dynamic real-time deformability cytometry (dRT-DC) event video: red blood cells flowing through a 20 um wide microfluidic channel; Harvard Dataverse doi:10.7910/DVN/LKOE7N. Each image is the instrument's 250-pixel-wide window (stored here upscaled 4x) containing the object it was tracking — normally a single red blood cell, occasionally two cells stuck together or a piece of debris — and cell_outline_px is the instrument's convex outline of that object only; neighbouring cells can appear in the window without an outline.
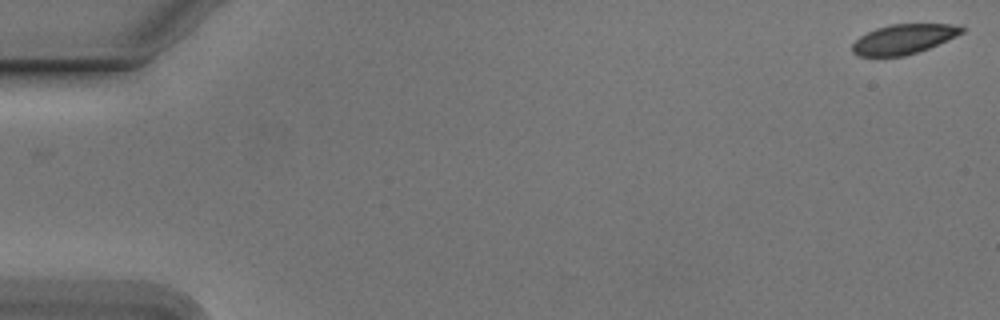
{"species": "Egyptian fruit bat (a non-hibernating species)", "species_latin": "Rousettus aegyptiacus", "temperature_condition": "cold", "stored_images_in_passage": 55, "camera_frame_rate_fps": 3000, "um_per_image_px": 0.085, "animal": {"sex": "male"}, "frame": {"image": 1, "passage_image": 1, "time_ms": 0.0, "image_size_px": [1000, 320], "cell_outline_px": [[964, 32], [948, 40], [928, 48], [904, 56], [856, 56], [852, 52], [852, 44], [860, 36], [876, 28], [892, 24], [952, 24], [964, 28]], "centroid_in_image_um": [76.79, 3.32], "position_along_channel_um": 8.2, "area_um2": 18.84}}
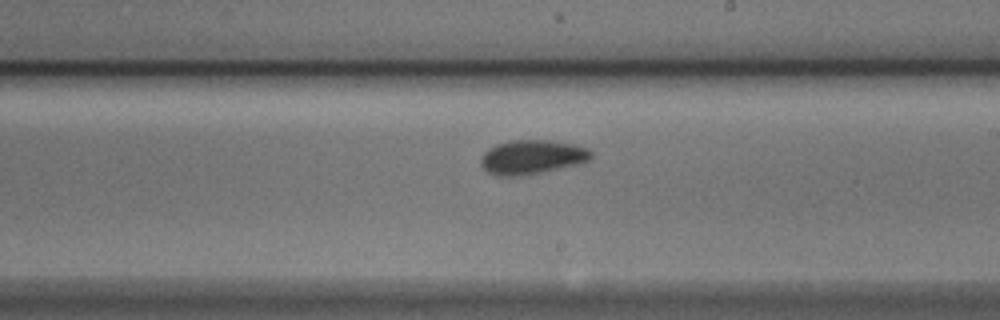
{"frame": {"image": 2, "passage_image": 32, "time_ms": 10.333, "image_size_px": [1000, 320], "cell_outline_px": [[592, 156], [588, 160], [580, 164], [544, 172], [524, 176], [496, 176], [488, 172], [480, 164], [480, 156], [488, 148], [496, 144], [512, 140], [552, 140], [572, 144], [588, 148], [592, 152]], "centroid_in_image_um": [45.2, 13.36], "position_along_channel_um": 243.8, "area_um2": 22.31}}
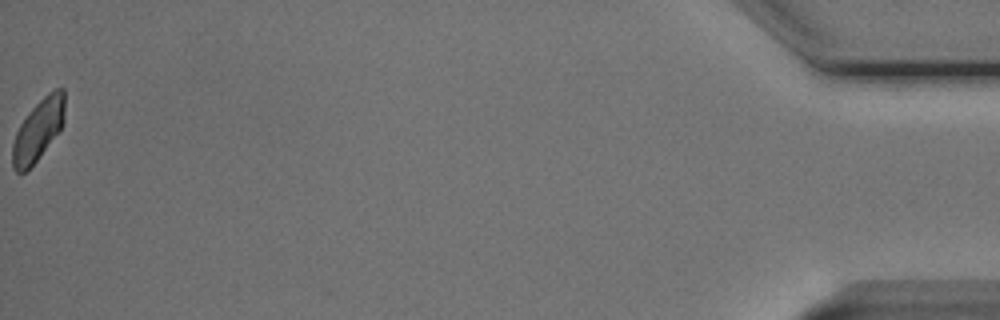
{"frame": {"image": 3, "passage_image": 55, "time_ms": 18.0, "image_size_px": [1000, 320], "cell_outline_px": [[64, 124], [36, 160], [24, 172], [16, 172], [12, 168], [12, 144], [16, 132], [20, 124], [28, 112], [48, 92], [56, 88], [64, 88]], "centroid_in_image_um": [3.23, 11.02], "position_along_channel_um": 432.0, "area_um2": 18.44}, "authors_computed_cell_mechanics": {"area_um2": 20.519, "velocity_mm_per_s": 3.7668, "shape_relaxation_time_tau1_ms": 5.0629, "shape_relaxation_time_tau2_ms": 3.6093, "deformation_change_tau1": 0.1265, "deformation_change_tau2": 0.0625}}